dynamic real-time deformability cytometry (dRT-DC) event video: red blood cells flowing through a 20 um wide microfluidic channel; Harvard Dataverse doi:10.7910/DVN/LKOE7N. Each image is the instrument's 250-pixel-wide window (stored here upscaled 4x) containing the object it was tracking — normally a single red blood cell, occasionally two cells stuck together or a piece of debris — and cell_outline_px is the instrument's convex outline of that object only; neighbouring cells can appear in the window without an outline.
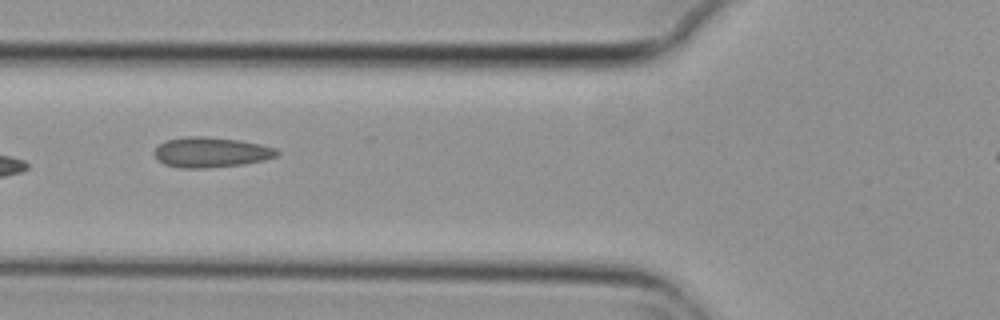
{"species": "common noctule bat (a hibernating species)", "species_latin": "Nyctalus noctula", "temperature_condition": "cold", "stored_images_in_passage": 9, "camera_frame_rate_fps": 3000, "um_per_image_px": 0.085, "animal": {"sex": "female", "body_mass_g": 29.2, "forearm_length_mm": 56.3}, "frame": {"image": 1, "passage_image": 7, "time_ms": 2.0, "image_size_px": [1000, 320], "cell_outline_px": [[280, 152], [276, 156], [264, 160], [244, 164], [208, 168], [180, 168], [164, 164], [152, 152], [164, 140], [188, 136], [204, 136], [240, 140], [260, 144], [276, 148]], "centroid_in_image_um": [17.94, 12.94], "position_along_channel_um": 107.9, "area_um2": 21.68}}
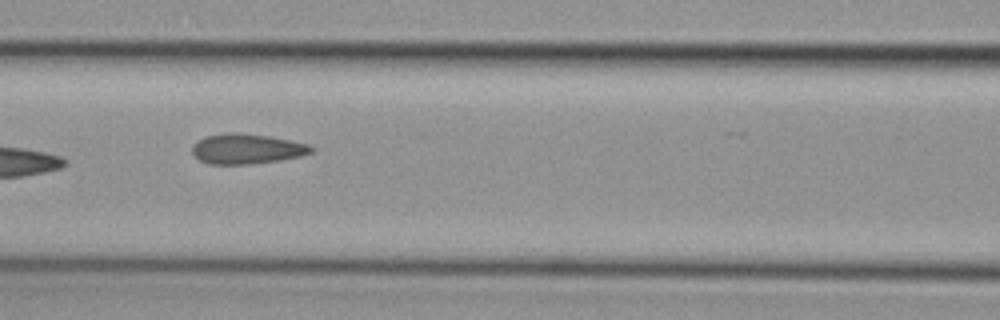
{"frame": {"image": 2, "passage_image": 8, "time_ms": 2.333, "image_size_px": [1000, 320], "cell_outline_px": [[316, 148], [312, 152], [300, 156], [280, 160], [252, 164], [208, 164], [200, 160], [192, 152], [192, 144], [208, 136], [236, 132], [268, 136], [292, 140], [308, 144]], "centroid_in_image_um": [21.01, 12.66], "position_along_channel_um": 145.6, "area_um2": 20.75}}
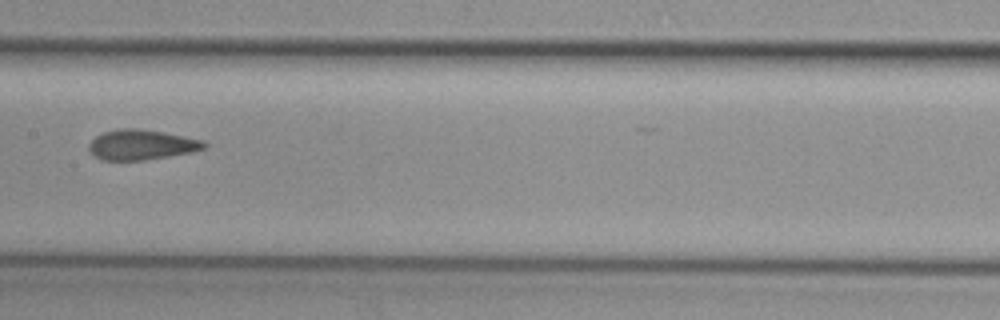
{"frame": {"image": 3, "passage_image": 9, "time_ms": 2.667, "image_size_px": [1000, 320], "cell_outline_px": [[208, 144], [204, 148], [188, 152], [168, 156], [144, 160], [100, 160], [88, 148], [88, 144], [96, 136], [104, 132], [120, 128], [136, 128], [164, 132], [204, 140]], "centroid_in_image_um": [12.01, 12.29], "position_along_channel_um": 195.4, "area_um2": 20.06}}